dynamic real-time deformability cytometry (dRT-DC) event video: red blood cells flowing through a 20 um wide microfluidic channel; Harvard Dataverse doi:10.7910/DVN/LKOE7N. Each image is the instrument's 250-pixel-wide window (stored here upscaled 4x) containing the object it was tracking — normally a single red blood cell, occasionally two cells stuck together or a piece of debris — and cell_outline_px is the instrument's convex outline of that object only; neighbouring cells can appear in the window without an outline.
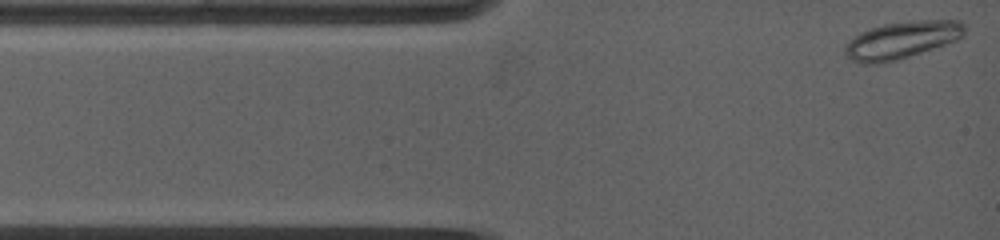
{"species": "common noctule bat (a hibernating species)", "species_latin": "Nyctalus noctula", "temperature_condition": "warm", "stored_images_in_passage": 35, "camera_frame_rate_fps": 5000, "um_per_image_px": 0.085, "animal": {"sex": "female", "body_mass_g": 19.0, "forearm_length_mm": 53.3}, "frame": {"image": 1, "passage_image": 1, "time_ms": 0.0, "image_size_px": [1000, 240], "cell_outline_px": [[964, 36], [956, 40], [896, 60], [876, 64], [860, 64], [844, 56], [844, 44], [860, 32], [884, 24], [916, 20], [960, 20], [964, 24]], "centroid_in_image_um": [76.6, 3.4], "position_along_channel_um": 8.4, "area_um2": 25.84}}
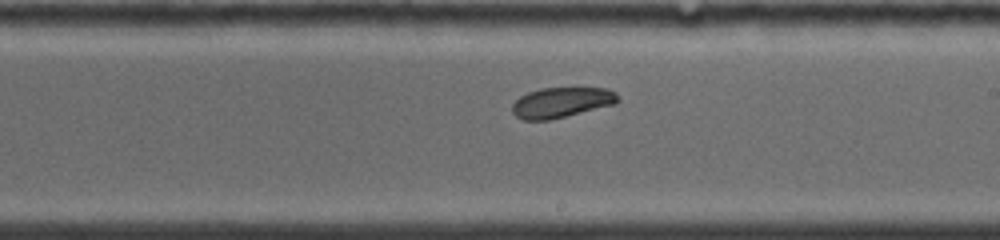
{"frame": {"image": 2, "passage_image": 20, "time_ms": 7.2, "image_size_px": [1000, 240], "cell_outline_px": [[620, 100], [616, 104], [548, 120], [524, 120], [516, 116], [512, 112], [512, 104], [520, 96], [528, 92], [540, 88], [608, 88], [616, 92], [620, 96]], "centroid_in_image_um": [47.75, 8.7], "position_along_channel_um": 241.2, "area_um2": 18.73}}
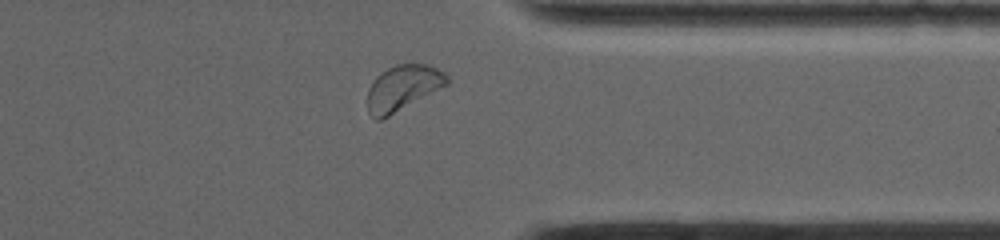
{"frame": {"image": 3, "passage_image": 31, "time_ms": 10.8, "image_size_px": [1000, 240], "cell_outline_px": [[448, 84], [388, 116], [380, 120], [376, 120], [368, 112], [368, 88], [372, 80], [380, 72], [396, 64], [428, 64], [444, 72], [448, 76]], "centroid_in_image_um": [34.21, 7.45], "position_along_channel_um": 377.2, "area_um2": 20.87}, "authors_computed_cell_mechanics": {"area_um2": 19.7676, "velocity_mm_per_s": 3.8792, "shape_relaxation_time_tau1_ms": 7.0554, "shape_relaxation_time_tau2_ms": null, "deformation_change_tau1": 0.1274, "deformation_change_tau2": null}}